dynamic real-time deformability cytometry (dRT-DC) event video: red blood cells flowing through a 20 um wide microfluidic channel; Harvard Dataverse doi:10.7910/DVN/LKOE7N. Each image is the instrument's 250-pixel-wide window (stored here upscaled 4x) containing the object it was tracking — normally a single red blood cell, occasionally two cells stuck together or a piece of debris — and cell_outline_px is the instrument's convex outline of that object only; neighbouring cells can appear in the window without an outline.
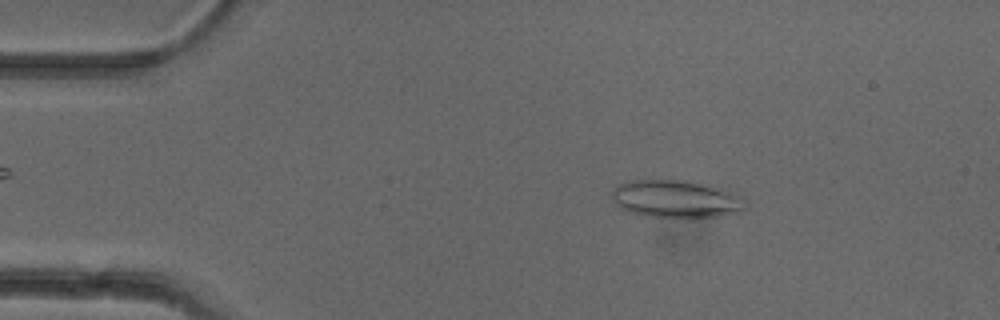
{"species": "common noctule bat (a hibernating species)", "species_latin": "Nyctalus noctula", "temperature_condition": "cold", "stored_images_in_passage": 51, "camera_frame_rate_fps": 3000, "um_per_image_px": 0.085, "animal": {"sex": "female"}, "frame": {"image": 1, "passage_image": 8, "time_ms": 2.333, "image_size_px": [1000, 320], "cell_outline_px": [[748, 204], [740, 212], [716, 216], [688, 220], [684, 220], [644, 216], [628, 212], [620, 208], [616, 204], [612, 196], [612, 192], [620, 184], [628, 180], [684, 180], [720, 184], [728, 188], [740, 196]], "centroid_in_image_um": [57.55, 16.93], "position_along_channel_um": 27.5, "area_um2": 30.69}}
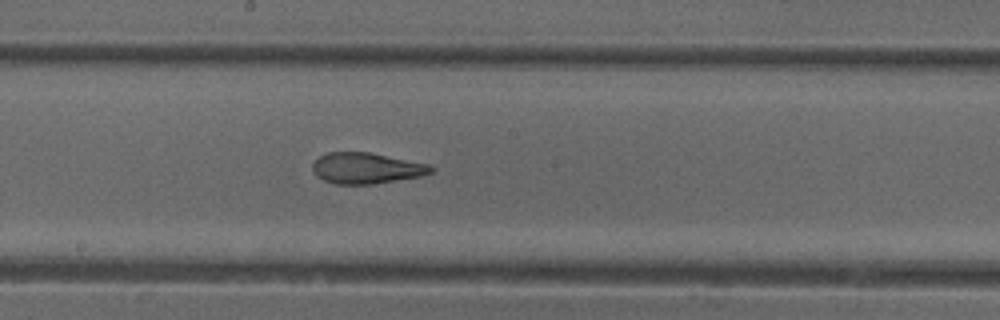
{"frame": {"image": 2, "passage_image": 27, "time_ms": 8.667, "image_size_px": [1000, 320], "cell_outline_px": [[436, 168], [432, 172], [420, 176], [372, 184], [336, 184], [324, 180], [316, 176], [312, 172], [312, 164], [320, 156], [328, 152], [368, 152], [428, 164]], "centroid_in_image_um": [31.11, 14.3], "position_along_channel_um": 217.1, "area_um2": 21.21}}
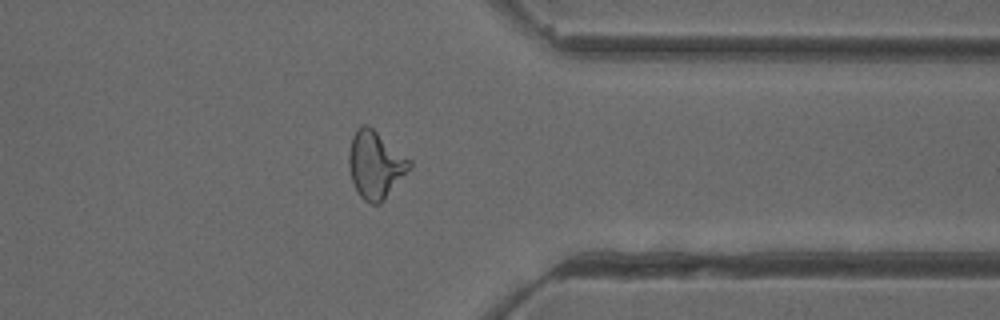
{"frame": {"image": 3, "passage_image": 40, "time_ms": 13.0, "image_size_px": [1000, 320], "cell_outline_px": [[412, 164], [384, 200], [380, 204], [372, 204], [364, 200], [360, 196], [352, 180], [348, 164], [348, 152], [352, 136], [356, 128], [360, 124], [368, 124], [412, 160]], "centroid_in_image_um": [31.88, 13.96], "position_along_channel_um": 379.5, "area_um2": 23.76}, "authors_computed_cell_mechanics": {"area_um2": 23.698, "velocity_mm_per_s": 3.9356, "shape_relaxation_time_tau1_ms": 10.8076, "shape_relaxation_time_tau2_ms": 1.7576, "deformation_change_tau1": 0.2762, "deformation_change_tau2": 0.0862}}